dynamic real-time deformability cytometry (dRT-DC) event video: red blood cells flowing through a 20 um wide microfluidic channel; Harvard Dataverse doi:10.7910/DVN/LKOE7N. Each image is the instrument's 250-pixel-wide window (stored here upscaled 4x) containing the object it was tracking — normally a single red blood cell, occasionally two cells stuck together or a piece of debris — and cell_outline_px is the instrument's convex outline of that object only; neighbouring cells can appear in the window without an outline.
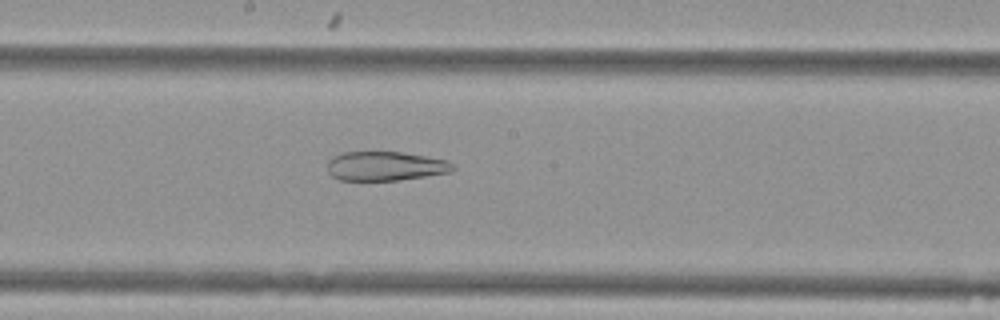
{"species": "Egyptian fruit bat (a non-hibernating species)", "species_latin": "Rousettus aegyptiacus", "temperature_condition": "cold", "stored_images_in_passage": 37, "camera_frame_rate_fps": 3000, "um_per_image_px": 0.085, "animal": {"sex": "female"}, "frame": {"image": 1, "passage_image": 18, "time_ms": 5.667, "image_size_px": [1000, 320], "cell_outline_px": [[456, 168], [452, 172], [400, 180], [340, 180], [332, 176], [328, 172], [328, 160], [332, 156], [340, 152], [400, 152], [448, 160], [456, 164]], "centroid_in_image_um": [32.78, 14.12], "position_along_channel_um": 215.4, "area_um2": 21.56}}
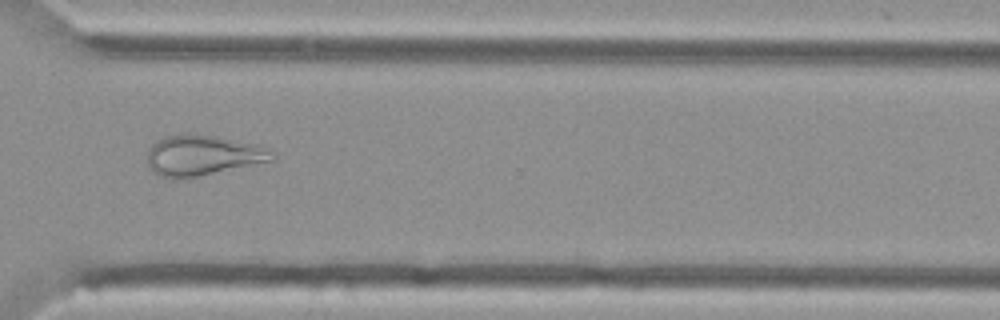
{"frame": {"image": 2, "passage_image": 29, "time_ms": 9.333, "image_size_px": [1000, 320], "cell_outline_px": [[276, 160], [188, 180], [172, 180], [156, 176], [148, 168], [148, 148], [152, 144], [164, 136], [184, 132], [216, 136], [260, 144], [276, 152]], "centroid_in_image_um": [17.25, 13.24], "position_along_channel_um": 353.4, "area_um2": 31.1}}
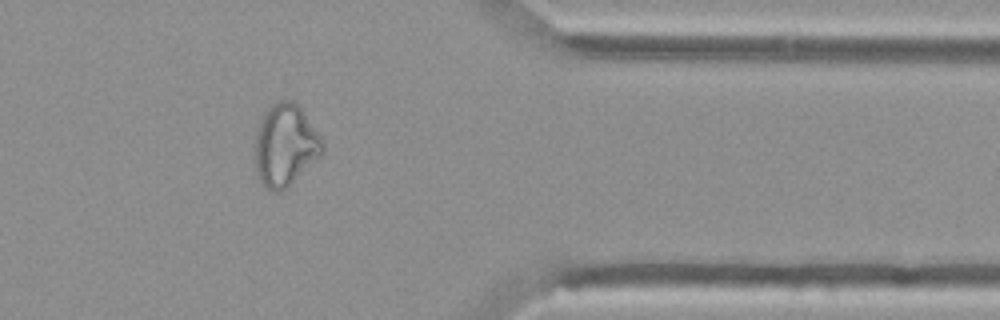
{"frame": {"image": 3, "passage_image": 33, "time_ms": 10.667, "image_size_px": [1000, 320], "cell_outline_px": [[324, 152], [288, 188], [280, 192], [272, 192], [260, 180], [256, 172], [252, 152], [256, 128], [264, 112], [276, 100], [292, 100], [304, 112], [320, 136], [324, 144]], "centroid_in_image_um": [24.2, 12.35], "position_along_channel_um": 387.2, "area_um2": 32.89}, "authors_computed_cell_mechanics": {"area_um2": 28.4376, "velocity_mm_per_s": 3.761, "shape_relaxation_time_tau1_ms": null, "shape_relaxation_time_tau2_ms": 3.1705, "deformation_change_tau1": null, "deformation_change_tau2": 0.1275}}